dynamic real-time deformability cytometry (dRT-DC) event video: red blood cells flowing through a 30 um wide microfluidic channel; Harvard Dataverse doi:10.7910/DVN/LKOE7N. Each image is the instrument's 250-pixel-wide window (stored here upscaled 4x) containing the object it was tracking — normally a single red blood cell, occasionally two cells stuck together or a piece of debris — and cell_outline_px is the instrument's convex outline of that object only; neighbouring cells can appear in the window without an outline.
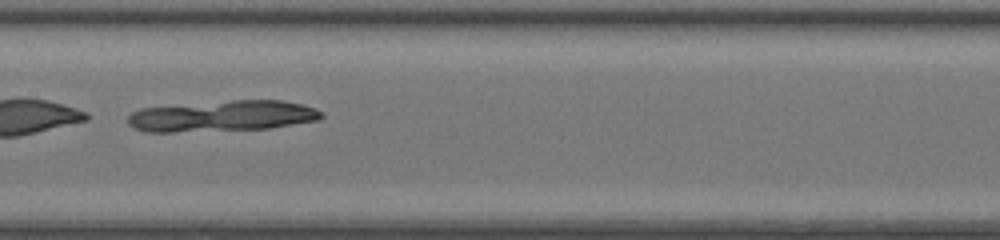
{"species": "common noctule bat (a hibernating species)", "species_latin": "Nyctalus noctula", "temperature_condition": "room temperature", "stored_images_in_passage": 50, "camera_frame_rate_fps": 3000, "um_per_image_px": 0.085, "animal": {"sex": "female", "body_mass_g": 20.0, "forearm_length_mm": 54.0}, "frame": {"image": 1, "passage_image": 29, "time_ms": 9.333, "image_size_px": [1000, 240], "cell_outline_px": [[324, 116], [320, 120], [268, 128], [172, 132], [144, 132], [132, 128], [128, 124], [128, 116], [132, 112], [140, 108], [232, 100], [280, 100], [300, 104], [316, 108], [324, 112]], "centroid_in_image_um": [18.89, 9.86], "position_along_channel_um": 188.5, "area_um2": 34.97}}